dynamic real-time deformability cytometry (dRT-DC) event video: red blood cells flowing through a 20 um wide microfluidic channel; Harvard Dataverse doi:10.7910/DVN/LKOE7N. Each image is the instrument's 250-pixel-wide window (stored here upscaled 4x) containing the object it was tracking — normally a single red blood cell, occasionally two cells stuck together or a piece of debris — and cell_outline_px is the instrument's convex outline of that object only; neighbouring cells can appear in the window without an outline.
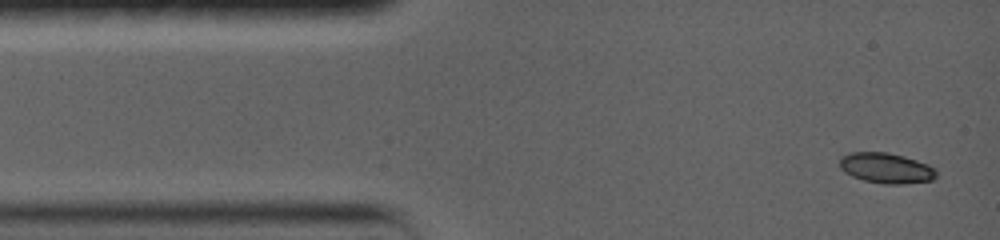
{"species": "common noctule bat (a hibernating species)", "species_latin": "Nyctalus noctula", "temperature_condition": "warm", "stored_images_in_passage": 15, "camera_frame_rate_fps": 5000, "um_per_image_px": 0.085, "animal": {"sex": "female", "body_mass_g": 19.0, "forearm_length_mm": 56.7}, "frame": {"image": 1, "passage_image": 1, "time_ms": 0.0, "image_size_px": [1000, 240], "cell_outline_px": [[936, 176], [932, 180], [904, 184], [884, 184], [864, 180], [852, 176], [844, 172], [840, 168], [840, 156], [848, 152], [888, 152], [904, 156], [928, 164], [936, 168]], "centroid_in_image_um": [75.31, 14.28], "position_along_channel_um": 9.7, "area_um2": 17.28}}
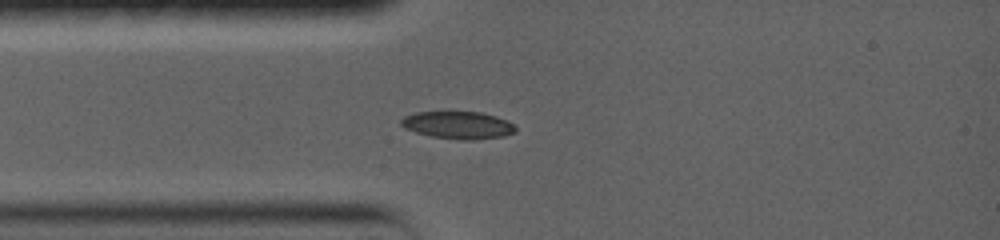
{"frame": {"image": 2, "passage_image": 10, "time_ms": 2.8, "image_size_px": [1000, 240], "cell_outline_px": [[516, 132], [504, 136], [472, 140], [460, 140], [432, 136], [416, 132], [404, 128], [400, 124], [400, 120], [404, 116], [416, 112], [480, 112], [496, 116], [508, 120], [516, 128]], "centroid_in_image_um": [38.94, 10.63], "position_along_channel_um": 46.1, "area_um2": 18.32}}
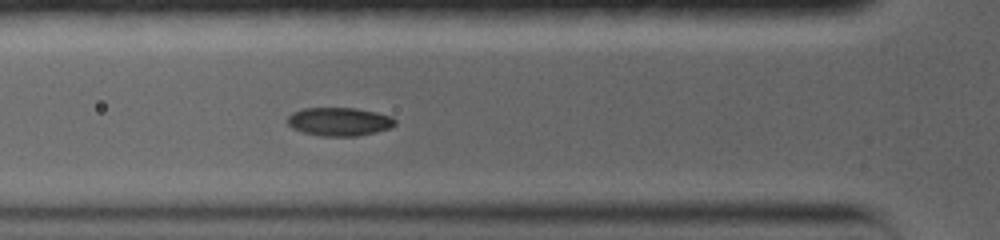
{"frame": {"image": 3, "passage_image": 14, "time_ms": 4.2, "image_size_px": [1000, 240], "cell_outline_px": [[396, 124], [388, 128], [376, 132], [356, 136], [320, 136], [304, 132], [292, 128], [288, 124], [288, 116], [292, 112], [304, 108], [356, 108], [376, 112], [392, 116], [396, 120]], "centroid_in_image_um": [28.84, 10.33], "position_along_channel_um": 97.0, "area_um2": 17.8}}